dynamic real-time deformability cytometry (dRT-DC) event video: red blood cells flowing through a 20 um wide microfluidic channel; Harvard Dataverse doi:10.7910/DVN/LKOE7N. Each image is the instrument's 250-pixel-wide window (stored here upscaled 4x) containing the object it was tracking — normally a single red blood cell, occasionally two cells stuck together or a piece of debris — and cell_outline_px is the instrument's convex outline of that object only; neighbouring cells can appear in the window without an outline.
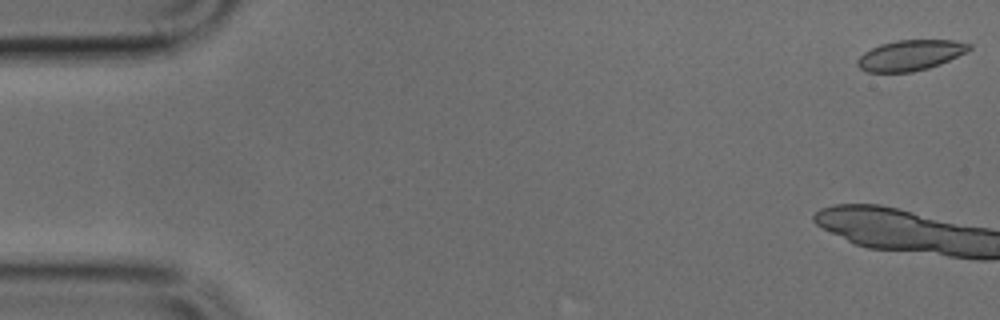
{"species": "common noctule bat (a hibernating species)", "species_latin": "Nyctalus noctula", "temperature_condition": "cold", "stored_images_in_passage": 12, "camera_frame_rate_fps": 3000, "um_per_image_px": 0.085, "animal": {"sex": "male", "body_mass_g": 17.9, "forearm_length_mm": 54.2}, "frame": {"image": 1, "passage_image": 1, "time_ms": 0.0, "image_size_px": [1000, 320], "cell_outline_px": [[972, 48], [940, 64], [928, 68], [912, 72], [868, 72], [860, 68], [856, 64], [856, 60], [864, 52], [880, 44], [896, 40], [952, 40], [972, 44]], "centroid_in_image_um": [77.34, 4.69], "position_along_channel_um": 7.7, "area_um2": 19.71}}